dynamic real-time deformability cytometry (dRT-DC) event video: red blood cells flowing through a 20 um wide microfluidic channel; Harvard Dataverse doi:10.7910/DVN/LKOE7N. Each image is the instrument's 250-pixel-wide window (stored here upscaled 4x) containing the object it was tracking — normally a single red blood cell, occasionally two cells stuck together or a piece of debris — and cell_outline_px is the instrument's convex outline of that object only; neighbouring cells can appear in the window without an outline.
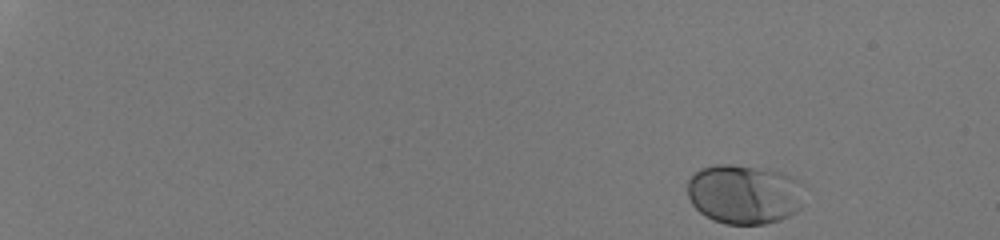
{"species": "human", "species_latin": "Homo sapiens", "temperature_condition": "room temperature", "stored_images_in_passage": 43, "camera_frame_rate_fps": 3000, "um_per_image_px": 0.085, "donor": {"sex": "male"}, "frame": {"image": 1, "passage_image": 1, "time_ms": 0.0, "image_size_px": [1000, 240], "cell_outline_px": [[800, 208], [796, 212], [780, 220], [764, 224], [724, 224], [712, 220], [700, 212], [692, 204], [688, 196], [688, 180], [700, 168], [716, 164], [732, 164], [768, 168], [792, 176], [800, 180]], "centroid_in_image_um": [63.23, 16.49], "position_along_channel_um": 21.8, "area_um2": 40.69}}
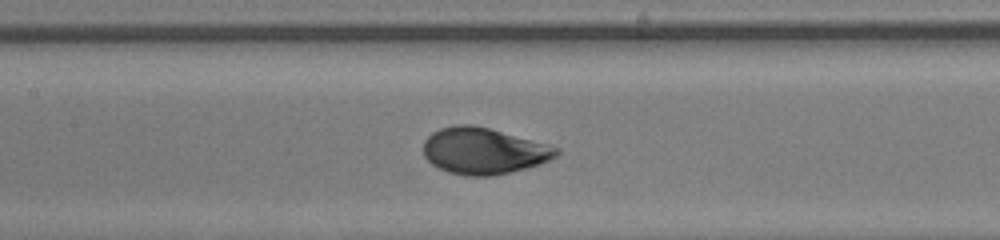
{"frame": {"image": 2, "passage_image": 25, "time_ms": 8.0, "image_size_px": [1000, 240], "cell_outline_px": [[560, 152], [556, 156], [540, 164], [492, 176], [464, 176], [448, 172], [432, 164], [424, 156], [424, 140], [432, 132], [440, 128], [456, 124], [472, 124], [488, 128], [548, 144], [560, 148]], "centroid_in_image_um": [41.09, 12.82], "position_along_channel_um": 166.3, "area_um2": 35.84}}
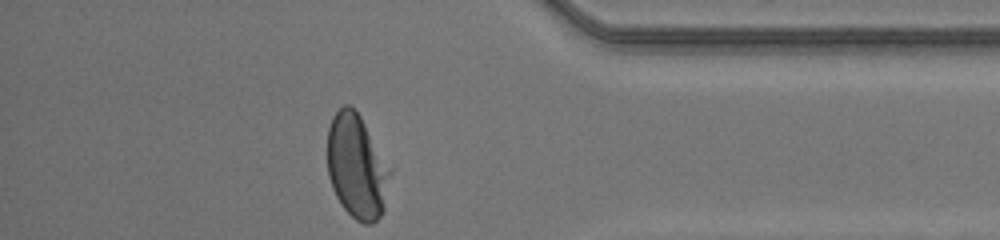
{"frame": {"image": 3, "passage_image": 43, "time_ms": 14.0, "image_size_px": [1000, 240], "cell_outline_px": [[392, 172], [384, 212], [372, 224], [364, 224], [356, 220], [344, 208], [336, 196], [332, 188], [328, 176], [328, 128], [332, 116], [344, 104], [348, 104], [360, 116], [392, 168]], "centroid_in_image_um": [30.36, 14.18], "position_along_channel_um": 404.8, "area_um2": 38.38}, "authors_computed_cell_mechanics": {"area_um2": 36.3562, "velocity_mm_per_s": 4.1978, "shape_relaxation_time_tau1_ms": 2.255, "shape_relaxation_time_tau2_ms": null, "deformation_change_tau1": 0.1396, "deformation_change_tau2": null}}